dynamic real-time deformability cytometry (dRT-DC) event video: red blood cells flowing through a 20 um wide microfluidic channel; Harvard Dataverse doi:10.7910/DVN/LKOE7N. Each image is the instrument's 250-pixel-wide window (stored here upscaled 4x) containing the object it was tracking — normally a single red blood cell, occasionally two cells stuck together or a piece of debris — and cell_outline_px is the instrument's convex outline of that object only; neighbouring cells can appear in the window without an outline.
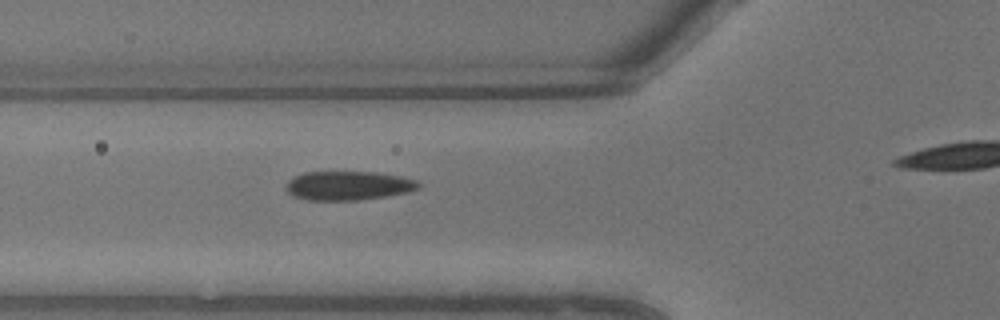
{"species": "common noctule bat (a hibernating species)", "species_latin": "Nyctalus noctula", "temperature_condition": "warm", "stored_images_in_passage": 3, "segment_of_instrument_passage": [1, 2], "camera_frame_rate_fps": 3000, "um_per_image_px": 0.085, "animal": {"sex": "male", "body_mass_g": 13.3}, "frame": {"image": 1, "passage_image": 2, "time_ms": 0.333, "image_size_px": [1000, 320], "cell_outline_px": [[424, 184], [420, 188], [408, 192], [360, 200], [304, 200], [292, 196], [284, 188], [288, 180], [304, 172], [376, 172], [400, 176], [420, 180]], "centroid_in_image_um": [29.63, 15.78], "position_along_channel_um": 96.2, "area_um2": 22.72}}